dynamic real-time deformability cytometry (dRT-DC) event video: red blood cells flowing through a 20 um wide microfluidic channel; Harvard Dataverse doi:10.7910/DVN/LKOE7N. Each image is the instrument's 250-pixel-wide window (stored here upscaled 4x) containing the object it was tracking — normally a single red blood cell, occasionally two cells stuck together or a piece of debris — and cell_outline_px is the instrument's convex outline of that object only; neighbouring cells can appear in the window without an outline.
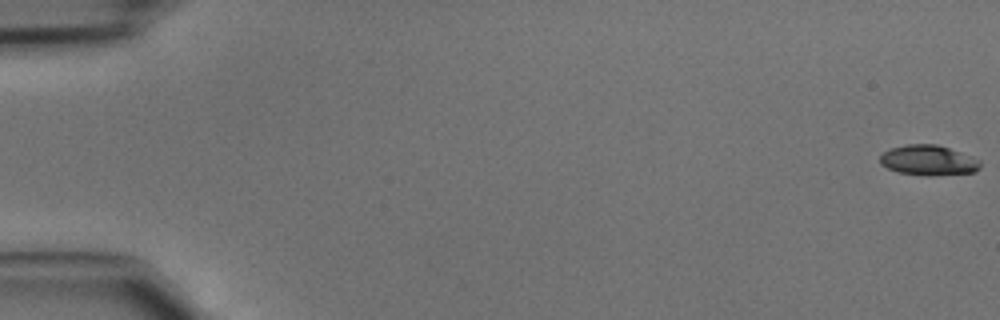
{"species": "common noctule bat (a hibernating species)", "species_latin": "Nyctalus noctula", "temperature_condition": "cold", "stored_images_in_passage": 11, "camera_frame_rate_fps": 3000, "um_per_image_px": 0.085, "animal": {"sex": "male", "body_mass_g": 15.6}, "frame": {"image": 1, "passage_image": 1, "time_ms": 0.0, "image_size_px": [1000, 320], "cell_outline_px": [[980, 168], [976, 172], [928, 176], [924, 176], [900, 172], [888, 168], [880, 164], [880, 156], [884, 152], [892, 148], [908, 144], [936, 144], [960, 152], [980, 160]], "centroid_in_image_um": [78.92, 13.63], "position_along_channel_um": 6.1, "area_um2": 17.51}}